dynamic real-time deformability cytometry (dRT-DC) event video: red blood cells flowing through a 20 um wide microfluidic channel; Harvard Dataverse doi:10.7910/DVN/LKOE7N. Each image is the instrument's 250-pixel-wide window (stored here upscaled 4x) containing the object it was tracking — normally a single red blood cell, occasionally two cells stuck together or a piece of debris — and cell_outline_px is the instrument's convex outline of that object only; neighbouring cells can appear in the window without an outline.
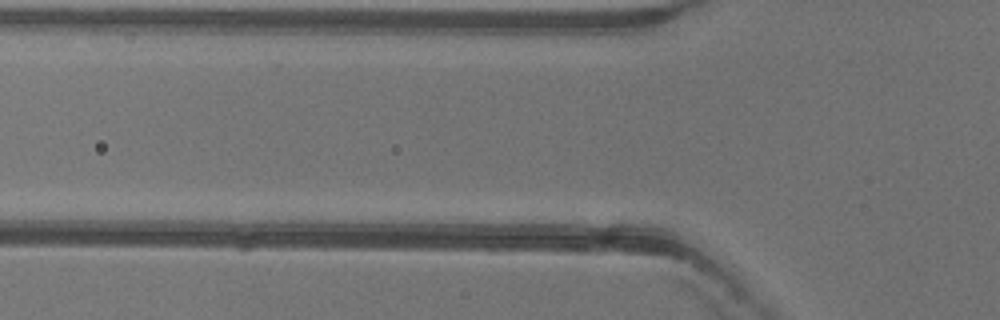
{"species": "common noctule bat (a hibernating species)", "species_latin": "Nyctalus noctula", "temperature_condition": "warm", "stored_images_in_passage": 4, "camera_frame_rate_fps": 3000, "um_per_image_px": 0.085, "animal": {"sex": "female"}, "frame": {"image": 1, "passage_image": 3, "time_ms": 0.667, "image_size_px": [1000, 320], "cell_outline_px": [[696, 252], [560, 236], [548, 224], [624, 224], [676, 240], [692, 248]], "centroid_in_image_um": [52.59, 20.0], "position_along_channel_um": 73.2, "area_um2": 14.1}}